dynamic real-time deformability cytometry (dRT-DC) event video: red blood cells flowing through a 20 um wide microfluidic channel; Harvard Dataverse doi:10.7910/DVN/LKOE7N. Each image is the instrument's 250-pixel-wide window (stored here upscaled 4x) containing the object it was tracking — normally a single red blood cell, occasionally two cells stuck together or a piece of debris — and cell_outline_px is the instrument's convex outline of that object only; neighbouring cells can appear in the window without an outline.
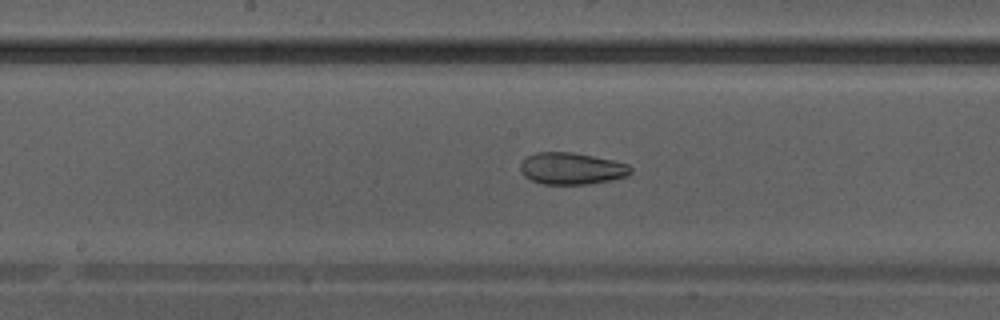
{"species": "Egyptian fruit bat (a non-hibernating species)", "species_latin": "Rousettus aegyptiacus", "temperature_condition": "warm", "stored_images_in_passage": 36, "camera_frame_rate_fps": 3000, "um_per_image_px": 0.085, "animal": {"sex": "male"}, "frame": {"image": 1, "passage_image": 21, "time_ms": 6.667, "image_size_px": [1000, 320], "cell_outline_px": [[632, 172], [628, 176], [588, 184], [544, 184], [532, 180], [524, 176], [520, 168], [520, 164], [528, 156], [536, 152], [572, 152], [612, 160], [628, 164], [632, 168]], "centroid_in_image_um": [48.59, 14.32], "position_along_channel_um": 199.6, "area_um2": 20.29}}